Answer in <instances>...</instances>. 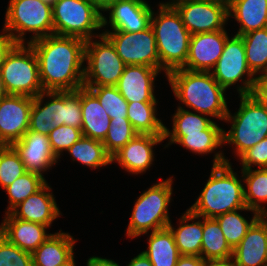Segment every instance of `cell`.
Here are the masks:
<instances>
[{"instance_id":"6da1fadb","label":"cell","mask_w":267,"mask_h":266,"mask_svg":"<svg viewBox=\"0 0 267 266\" xmlns=\"http://www.w3.org/2000/svg\"><path fill=\"white\" fill-rule=\"evenodd\" d=\"M85 42L78 37L52 34L28 43L37 56L44 91L83 87Z\"/></svg>"},{"instance_id":"7a4b0ae2","label":"cell","mask_w":267,"mask_h":266,"mask_svg":"<svg viewBox=\"0 0 267 266\" xmlns=\"http://www.w3.org/2000/svg\"><path fill=\"white\" fill-rule=\"evenodd\" d=\"M210 177L189 210L199 216L216 218L227 212L246 207L244 186L222 152H216Z\"/></svg>"},{"instance_id":"3957f363","label":"cell","mask_w":267,"mask_h":266,"mask_svg":"<svg viewBox=\"0 0 267 266\" xmlns=\"http://www.w3.org/2000/svg\"><path fill=\"white\" fill-rule=\"evenodd\" d=\"M175 97L195 112L224 120L228 113L226 90L211 72L175 69L167 74Z\"/></svg>"},{"instance_id":"277c9868","label":"cell","mask_w":267,"mask_h":266,"mask_svg":"<svg viewBox=\"0 0 267 266\" xmlns=\"http://www.w3.org/2000/svg\"><path fill=\"white\" fill-rule=\"evenodd\" d=\"M158 13L152 12L150 26L156 39L160 71L163 70L167 76L185 65L192 34L169 2L160 3Z\"/></svg>"},{"instance_id":"5b68a950","label":"cell","mask_w":267,"mask_h":266,"mask_svg":"<svg viewBox=\"0 0 267 266\" xmlns=\"http://www.w3.org/2000/svg\"><path fill=\"white\" fill-rule=\"evenodd\" d=\"M224 121L232 125L223 130V144H233L237 157L267 137V111L254 94L240 95L238 111L232 115L228 110Z\"/></svg>"},{"instance_id":"8992f818","label":"cell","mask_w":267,"mask_h":266,"mask_svg":"<svg viewBox=\"0 0 267 266\" xmlns=\"http://www.w3.org/2000/svg\"><path fill=\"white\" fill-rule=\"evenodd\" d=\"M172 182L173 179L170 177L155 183L138 197L133 207L126 236L132 239L147 234L148 231L153 232L168 227L171 222L168 205H170L173 192Z\"/></svg>"},{"instance_id":"52a82bcc","label":"cell","mask_w":267,"mask_h":266,"mask_svg":"<svg viewBox=\"0 0 267 266\" xmlns=\"http://www.w3.org/2000/svg\"><path fill=\"white\" fill-rule=\"evenodd\" d=\"M3 26L17 44H25L24 35L27 32L33 33L27 44L52 35V6L42 0H10Z\"/></svg>"},{"instance_id":"ba28073f","label":"cell","mask_w":267,"mask_h":266,"mask_svg":"<svg viewBox=\"0 0 267 266\" xmlns=\"http://www.w3.org/2000/svg\"><path fill=\"white\" fill-rule=\"evenodd\" d=\"M0 73L8 95L34 98L44 91L40 81L38 59L29 44H16L6 55Z\"/></svg>"},{"instance_id":"9c48e42d","label":"cell","mask_w":267,"mask_h":266,"mask_svg":"<svg viewBox=\"0 0 267 266\" xmlns=\"http://www.w3.org/2000/svg\"><path fill=\"white\" fill-rule=\"evenodd\" d=\"M54 34L94 39L102 28V12L87 0H57L52 6Z\"/></svg>"},{"instance_id":"30bf717a","label":"cell","mask_w":267,"mask_h":266,"mask_svg":"<svg viewBox=\"0 0 267 266\" xmlns=\"http://www.w3.org/2000/svg\"><path fill=\"white\" fill-rule=\"evenodd\" d=\"M100 40L85 42L83 86H116L126 64L117 54L114 45L103 34L95 35Z\"/></svg>"},{"instance_id":"8fae6325","label":"cell","mask_w":267,"mask_h":266,"mask_svg":"<svg viewBox=\"0 0 267 266\" xmlns=\"http://www.w3.org/2000/svg\"><path fill=\"white\" fill-rule=\"evenodd\" d=\"M210 72L225 90L241 81L243 86L241 84L237 87L239 96L253 94L254 87L259 80L248 67L243 38L236 34L231 39L230 37L226 39L223 52ZM244 75L248 79L244 80Z\"/></svg>"},{"instance_id":"7c38bea8","label":"cell","mask_w":267,"mask_h":266,"mask_svg":"<svg viewBox=\"0 0 267 266\" xmlns=\"http://www.w3.org/2000/svg\"><path fill=\"white\" fill-rule=\"evenodd\" d=\"M102 33L111 41L126 65H144L160 71V59L151 26L134 33L119 30Z\"/></svg>"},{"instance_id":"4fadbf2b","label":"cell","mask_w":267,"mask_h":266,"mask_svg":"<svg viewBox=\"0 0 267 266\" xmlns=\"http://www.w3.org/2000/svg\"><path fill=\"white\" fill-rule=\"evenodd\" d=\"M169 3L180 14L191 34L225 30L228 9L223 5L202 0H172Z\"/></svg>"},{"instance_id":"5bb4252c","label":"cell","mask_w":267,"mask_h":266,"mask_svg":"<svg viewBox=\"0 0 267 266\" xmlns=\"http://www.w3.org/2000/svg\"><path fill=\"white\" fill-rule=\"evenodd\" d=\"M33 98L7 95L0 99V146L13 145L29 130Z\"/></svg>"},{"instance_id":"9a60e30c","label":"cell","mask_w":267,"mask_h":266,"mask_svg":"<svg viewBox=\"0 0 267 266\" xmlns=\"http://www.w3.org/2000/svg\"><path fill=\"white\" fill-rule=\"evenodd\" d=\"M228 37L226 30L192 34L186 63L182 68L210 72L218 62Z\"/></svg>"},{"instance_id":"2e32d148","label":"cell","mask_w":267,"mask_h":266,"mask_svg":"<svg viewBox=\"0 0 267 266\" xmlns=\"http://www.w3.org/2000/svg\"><path fill=\"white\" fill-rule=\"evenodd\" d=\"M104 11H109V22L108 18L102 16V27L110 24L112 30L130 33L148 28L153 12L145 0L119 1L108 6Z\"/></svg>"},{"instance_id":"e0dca14e","label":"cell","mask_w":267,"mask_h":266,"mask_svg":"<svg viewBox=\"0 0 267 266\" xmlns=\"http://www.w3.org/2000/svg\"><path fill=\"white\" fill-rule=\"evenodd\" d=\"M164 140V135L137 134L111 157L125 171L132 174L146 172L154 161L153 147Z\"/></svg>"},{"instance_id":"ac0fdd59","label":"cell","mask_w":267,"mask_h":266,"mask_svg":"<svg viewBox=\"0 0 267 266\" xmlns=\"http://www.w3.org/2000/svg\"><path fill=\"white\" fill-rule=\"evenodd\" d=\"M19 153L26 171L42 174L55 165L58 158L53 153L49 136L27 131L20 140L12 145Z\"/></svg>"},{"instance_id":"d6986e66","label":"cell","mask_w":267,"mask_h":266,"mask_svg":"<svg viewBox=\"0 0 267 266\" xmlns=\"http://www.w3.org/2000/svg\"><path fill=\"white\" fill-rule=\"evenodd\" d=\"M159 72L144 65H126L116 88L127 102H158L154 82Z\"/></svg>"},{"instance_id":"ffe728a7","label":"cell","mask_w":267,"mask_h":266,"mask_svg":"<svg viewBox=\"0 0 267 266\" xmlns=\"http://www.w3.org/2000/svg\"><path fill=\"white\" fill-rule=\"evenodd\" d=\"M235 266H267V215H261L233 249Z\"/></svg>"},{"instance_id":"44dd1931","label":"cell","mask_w":267,"mask_h":266,"mask_svg":"<svg viewBox=\"0 0 267 266\" xmlns=\"http://www.w3.org/2000/svg\"><path fill=\"white\" fill-rule=\"evenodd\" d=\"M51 187L46 182L38 191L16 206L10 213L25 221L50 227L61 215Z\"/></svg>"},{"instance_id":"7402d4cb","label":"cell","mask_w":267,"mask_h":266,"mask_svg":"<svg viewBox=\"0 0 267 266\" xmlns=\"http://www.w3.org/2000/svg\"><path fill=\"white\" fill-rule=\"evenodd\" d=\"M48 226L15 218L6 213L0 225V234L23 251L33 253L50 235Z\"/></svg>"},{"instance_id":"603a6c76","label":"cell","mask_w":267,"mask_h":266,"mask_svg":"<svg viewBox=\"0 0 267 266\" xmlns=\"http://www.w3.org/2000/svg\"><path fill=\"white\" fill-rule=\"evenodd\" d=\"M51 234L33 253V266H67L74 260L75 240L69 233Z\"/></svg>"},{"instance_id":"cb8c5ba5","label":"cell","mask_w":267,"mask_h":266,"mask_svg":"<svg viewBox=\"0 0 267 266\" xmlns=\"http://www.w3.org/2000/svg\"><path fill=\"white\" fill-rule=\"evenodd\" d=\"M82 135L103 141L110 127V116L98 98L87 88H81Z\"/></svg>"},{"instance_id":"d4e9b609","label":"cell","mask_w":267,"mask_h":266,"mask_svg":"<svg viewBox=\"0 0 267 266\" xmlns=\"http://www.w3.org/2000/svg\"><path fill=\"white\" fill-rule=\"evenodd\" d=\"M228 17L240 24L236 35L267 27V0H233Z\"/></svg>"},{"instance_id":"484cf974","label":"cell","mask_w":267,"mask_h":266,"mask_svg":"<svg viewBox=\"0 0 267 266\" xmlns=\"http://www.w3.org/2000/svg\"><path fill=\"white\" fill-rule=\"evenodd\" d=\"M200 217L193 214L189 209L180 217V226L174 228L171 222L168 227L172 231L175 243L180 255H191L201 257L203 221L194 219ZM192 221V223H189Z\"/></svg>"},{"instance_id":"4316f807","label":"cell","mask_w":267,"mask_h":266,"mask_svg":"<svg viewBox=\"0 0 267 266\" xmlns=\"http://www.w3.org/2000/svg\"><path fill=\"white\" fill-rule=\"evenodd\" d=\"M142 252L153 266H176L181 256L169 227L150 232L148 249Z\"/></svg>"},{"instance_id":"83f0119b","label":"cell","mask_w":267,"mask_h":266,"mask_svg":"<svg viewBox=\"0 0 267 266\" xmlns=\"http://www.w3.org/2000/svg\"><path fill=\"white\" fill-rule=\"evenodd\" d=\"M176 113L173 114L172 131L165 126L164 140L169 138V144L176 143L185 134H203V130H207L215 121L211 120L207 115L193 113L178 106Z\"/></svg>"},{"instance_id":"f1b7e54d","label":"cell","mask_w":267,"mask_h":266,"mask_svg":"<svg viewBox=\"0 0 267 266\" xmlns=\"http://www.w3.org/2000/svg\"><path fill=\"white\" fill-rule=\"evenodd\" d=\"M157 102H128L127 118L139 134L164 135L165 125L157 118Z\"/></svg>"},{"instance_id":"f546056e","label":"cell","mask_w":267,"mask_h":266,"mask_svg":"<svg viewBox=\"0 0 267 266\" xmlns=\"http://www.w3.org/2000/svg\"><path fill=\"white\" fill-rule=\"evenodd\" d=\"M248 67L258 78L267 77V27L242 35Z\"/></svg>"},{"instance_id":"4dcf8cb0","label":"cell","mask_w":267,"mask_h":266,"mask_svg":"<svg viewBox=\"0 0 267 266\" xmlns=\"http://www.w3.org/2000/svg\"><path fill=\"white\" fill-rule=\"evenodd\" d=\"M203 218L201 257L207 259L232 258L233 250L226 242L223 231L215 218Z\"/></svg>"},{"instance_id":"1f68e13d","label":"cell","mask_w":267,"mask_h":266,"mask_svg":"<svg viewBox=\"0 0 267 266\" xmlns=\"http://www.w3.org/2000/svg\"><path fill=\"white\" fill-rule=\"evenodd\" d=\"M242 178L246 184L244 199L246 207L267 215V209L261 203H267V168L242 169Z\"/></svg>"},{"instance_id":"d6a6232c","label":"cell","mask_w":267,"mask_h":266,"mask_svg":"<svg viewBox=\"0 0 267 266\" xmlns=\"http://www.w3.org/2000/svg\"><path fill=\"white\" fill-rule=\"evenodd\" d=\"M67 152L81 164L93 169L104 167L112 163L102 141L82 136Z\"/></svg>"},{"instance_id":"836d02e7","label":"cell","mask_w":267,"mask_h":266,"mask_svg":"<svg viewBox=\"0 0 267 266\" xmlns=\"http://www.w3.org/2000/svg\"><path fill=\"white\" fill-rule=\"evenodd\" d=\"M240 210L253 212V217L250 219V222L240 215V213H238ZM260 216L261 215L258 212L245 207L243 209L219 215L215 219L223 231L226 242L233 250L239 245L240 241L246 235L248 229Z\"/></svg>"},{"instance_id":"e575fe53","label":"cell","mask_w":267,"mask_h":266,"mask_svg":"<svg viewBox=\"0 0 267 266\" xmlns=\"http://www.w3.org/2000/svg\"><path fill=\"white\" fill-rule=\"evenodd\" d=\"M223 130L214 122L203 134H185L176 144L196 154H209L223 145Z\"/></svg>"},{"instance_id":"d590c367","label":"cell","mask_w":267,"mask_h":266,"mask_svg":"<svg viewBox=\"0 0 267 266\" xmlns=\"http://www.w3.org/2000/svg\"><path fill=\"white\" fill-rule=\"evenodd\" d=\"M46 182L45 178L40 174L27 171L11 185L4 188L9 197V206L6 213H10L22 201L38 191Z\"/></svg>"},{"instance_id":"8d00e7d4","label":"cell","mask_w":267,"mask_h":266,"mask_svg":"<svg viewBox=\"0 0 267 266\" xmlns=\"http://www.w3.org/2000/svg\"><path fill=\"white\" fill-rule=\"evenodd\" d=\"M89 89L100 101L110 118H127L128 102L116 86H83Z\"/></svg>"},{"instance_id":"74e56055","label":"cell","mask_w":267,"mask_h":266,"mask_svg":"<svg viewBox=\"0 0 267 266\" xmlns=\"http://www.w3.org/2000/svg\"><path fill=\"white\" fill-rule=\"evenodd\" d=\"M138 132L129 122L128 118L110 119V127L102 141L107 153L112 157L125 146Z\"/></svg>"},{"instance_id":"f35d334b","label":"cell","mask_w":267,"mask_h":266,"mask_svg":"<svg viewBox=\"0 0 267 266\" xmlns=\"http://www.w3.org/2000/svg\"><path fill=\"white\" fill-rule=\"evenodd\" d=\"M26 172L15 148L12 145L0 146V186L6 188Z\"/></svg>"},{"instance_id":"ab89813d","label":"cell","mask_w":267,"mask_h":266,"mask_svg":"<svg viewBox=\"0 0 267 266\" xmlns=\"http://www.w3.org/2000/svg\"><path fill=\"white\" fill-rule=\"evenodd\" d=\"M50 100L43 104L44 97ZM51 116V91H43L33 98L29 119V131L49 135L53 130Z\"/></svg>"},{"instance_id":"60d3db41","label":"cell","mask_w":267,"mask_h":266,"mask_svg":"<svg viewBox=\"0 0 267 266\" xmlns=\"http://www.w3.org/2000/svg\"><path fill=\"white\" fill-rule=\"evenodd\" d=\"M50 146L59 159L63 151H67L83 135L82 130L73 126L61 125L49 133Z\"/></svg>"},{"instance_id":"b9f144b4","label":"cell","mask_w":267,"mask_h":266,"mask_svg":"<svg viewBox=\"0 0 267 266\" xmlns=\"http://www.w3.org/2000/svg\"><path fill=\"white\" fill-rule=\"evenodd\" d=\"M0 266H33L32 254L10 243L0 234Z\"/></svg>"},{"instance_id":"7bdbcfd3","label":"cell","mask_w":267,"mask_h":266,"mask_svg":"<svg viewBox=\"0 0 267 266\" xmlns=\"http://www.w3.org/2000/svg\"><path fill=\"white\" fill-rule=\"evenodd\" d=\"M65 125L82 128L81 88L65 91Z\"/></svg>"},{"instance_id":"ee69618b","label":"cell","mask_w":267,"mask_h":266,"mask_svg":"<svg viewBox=\"0 0 267 266\" xmlns=\"http://www.w3.org/2000/svg\"><path fill=\"white\" fill-rule=\"evenodd\" d=\"M242 169H252V166L267 168V137L244 152L240 157Z\"/></svg>"},{"instance_id":"f6af8a7d","label":"cell","mask_w":267,"mask_h":266,"mask_svg":"<svg viewBox=\"0 0 267 266\" xmlns=\"http://www.w3.org/2000/svg\"><path fill=\"white\" fill-rule=\"evenodd\" d=\"M52 127L65 125V91H51Z\"/></svg>"},{"instance_id":"bcb514c9","label":"cell","mask_w":267,"mask_h":266,"mask_svg":"<svg viewBox=\"0 0 267 266\" xmlns=\"http://www.w3.org/2000/svg\"><path fill=\"white\" fill-rule=\"evenodd\" d=\"M16 44L17 43L13 37L3 29L2 34H0V67L4 62L6 55Z\"/></svg>"},{"instance_id":"7dc6e473","label":"cell","mask_w":267,"mask_h":266,"mask_svg":"<svg viewBox=\"0 0 267 266\" xmlns=\"http://www.w3.org/2000/svg\"><path fill=\"white\" fill-rule=\"evenodd\" d=\"M253 94L264 105L267 111V77L260 78L257 81Z\"/></svg>"},{"instance_id":"c3c4849f","label":"cell","mask_w":267,"mask_h":266,"mask_svg":"<svg viewBox=\"0 0 267 266\" xmlns=\"http://www.w3.org/2000/svg\"><path fill=\"white\" fill-rule=\"evenodd\" d=\"M176 266H204V259L200 256L181 255Z\"/></svg>"},{"instance_id":"681fc988","label":"cell","mask_w":267,"mask_h":266,"mask_svg":"<svg viewBox=\"0 0 267 266\" xmlns=\"http://www.w3.org/2000/svg\"><path fill=\"white\" fill-rule=\"evenodd\" d=\"M87 266H120L118 263L111 259H106L102 257H90L87 260Z\"/></svg>"},{"instance_id":"f907efd6","label":"cell","mask_w":267,"mask_h":266,"mask_svg":"<svg viewBox=\"0 0 267 266\" xmlns=\"http://www.w3.org/2000/svg\"><path fill=\"white\" fill-rule=\"evenodd\" d=\"M127 266H153L149 258L143 253H139L136 257L131 259Z\"/></svg>"},{"instance_id":"816d5d0a","label":"cell","mask_w":267,"mask_h":266,"mask_svg":"<svg viewBox=\"0 0 267 266\" xmlns=\"http://www.w3.org/2000/svg\"><path fill=\"white\" fill-rule=\"evenodd\" d=\"M204 266H235V265L232 258H226V259L204 260Z\"/></svg>"},{"instance_id":"f5cc1de1","label":"cell","mask_w":267,"mask_h":266,"mask_svg":"<svg viewBox=\"0 0 267 266\" xmlns=\"http://www.w3.org/2000/svg\"><path fill=\"white\" fill-rule=\"evenodd\" d=\"M94 5L100 12L107 8V0H87Z\"/></svg>"},{"instance_id":"db71d44e","label":"cell","mask_w":267,"mask_h":266,"mask_svg":"<svg viewBox=\"0 0 267 266\" xmlns=\"http://www.w3.org/2000/svg\"><path fill=\"white\" fill-rule=\"evenodd\" d=\"M202 1L217 3V4H220V5H223L227 9L230 8V6L232 5V2H233V0H202Z\"/></svg>"},{"instance_id":"11a10c76","label":"cell","mask_w":267,"mask_h":266,"mask_svg":"<svg viewBox=\"0 0 267 266\" xmlns=\"http://www.w3.org/2000/svg\"><path fill=\"white\" fill-rule=\"evenodd\" d=\"M8 94L5 90L4 84H3V80H2V76L0 73V99L6 97Z\"/></svg>"},{"instance_id":"9f6ffc18","label":"cell","mask_w":267,"mask_h":266,"mask_svg":"<svg viewBox=\"0 0 267 266\" xmlns=\"http://www.w3.org/2000/svg\"><path fill=\"white\" fill-rule=\"evenodd\" d=\"M42 1L50 6H53L57 2V0H42Z\"/></svg>"},{"instance_id":"6f0895ef","label":"cell","mask_w":267,"mask_h":266,"mask_svg":"<svg viewBox=\"0 0 267 266\" xmlns=\"http://www.w3.org/2000/svg\"><path fill=\"white\" fill-rule=\"evenodd\" d=\"M119 1H125V0H107V7Z\"/></svg>"},{"instance_id":"680465c9","label":"cell","mask_w":267,"mask_h":266,"mask_svg":"<svg viewBox=\"0 0 267 266\" xmlns=\"http://www.w3.org/2000/svg\"><path fill=\"white\" fill-rule=\"evenodd\" d=\"M67 266H76L75 259L69 265H67Z\"/></svg>"}]
</instances>
